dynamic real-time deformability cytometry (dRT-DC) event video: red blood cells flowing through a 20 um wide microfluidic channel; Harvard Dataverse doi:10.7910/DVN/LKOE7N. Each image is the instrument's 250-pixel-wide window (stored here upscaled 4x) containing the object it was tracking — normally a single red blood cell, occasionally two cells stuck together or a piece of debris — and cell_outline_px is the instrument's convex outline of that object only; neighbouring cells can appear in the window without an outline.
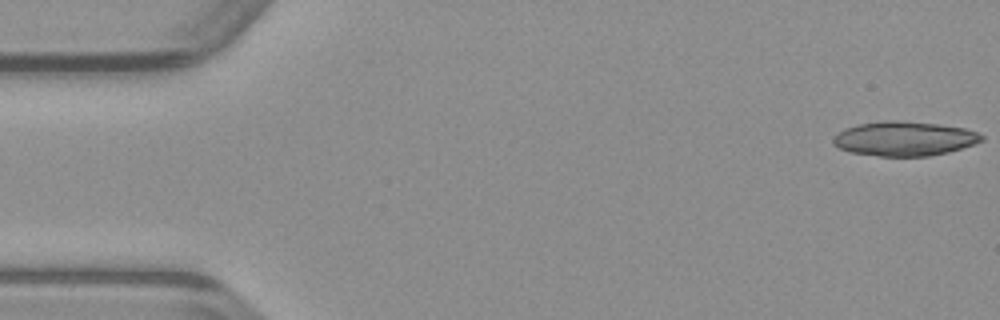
{"species": "common noctule bat (a hibernating species)", "species_latin": "Nyctalus noctula", "temperature_condition": "warm", "stored_images_in_passage": 16, "camera_frame_rate_fps": 3000, "um_per_image_px": 0.085, "animal": {"sex": "male", "body_mass_g": 23.1, "forearm_length_mm": 52.7}, "frame": {"image": 1, "passage_image": 1, "time_ms": 0.0, "image_size_px": [1000, 320], "cell_outline_px": [[984, 140], [976, 144], [948, 152], [928, 156], [880, 156], [848, 152], [832, 144], [832, 140], [844, 128], [856, 124], [884, 120], [904, 120], [936, 124], [964, 128], [976, 132], [984, 136]], "centroid_in_image_um": [76.86, 11.78], "position_along_channel_um": 8.1, "area_um2": 29.94}}